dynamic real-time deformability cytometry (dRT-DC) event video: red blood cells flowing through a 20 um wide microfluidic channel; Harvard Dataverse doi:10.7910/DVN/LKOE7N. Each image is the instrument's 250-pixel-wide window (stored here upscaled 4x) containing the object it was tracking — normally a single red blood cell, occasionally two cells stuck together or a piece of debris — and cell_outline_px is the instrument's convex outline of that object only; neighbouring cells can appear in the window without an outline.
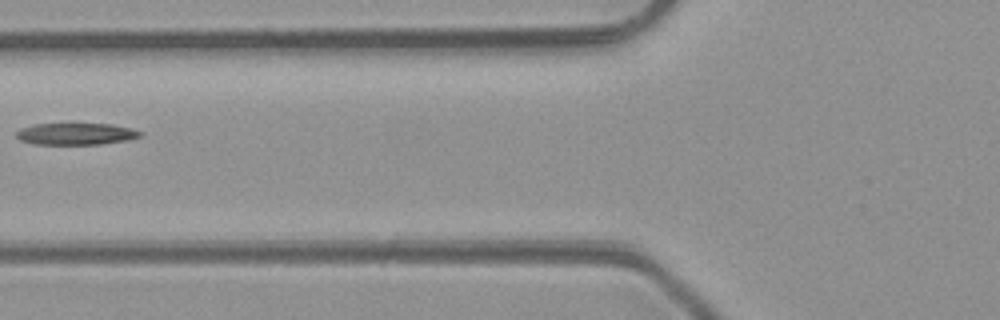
{"species": "common noctule bat (a hibernating species)", "species_latin": "Nyctalus noctula", "temperature_condition": "room temperature", "stored_images_in_passage": 2, "camera_frame_rate_fps": 3000, "um_per_image_px": 0.085, "animal": {"sex": "male", "body_mass_g": 23.1, "forearm_length_mm": 52.7}, "frame": {"image": 1, "passage_image": 2, "time_ms": 1.0, "image_size_px": [1000, 320], "cell_outline_px": [[144, 132], [140, 136], [128, 140], [100, 144], [36, 144], [20, 140], [16, 136], [16, 132], [20, 128], [36, 124], [72, 120], [112, 124], [132, 128]], "centroid_in_image_um": [6.46, 11.31], "position_along_channel_um": 119.3, "area_um2": 16.76}}